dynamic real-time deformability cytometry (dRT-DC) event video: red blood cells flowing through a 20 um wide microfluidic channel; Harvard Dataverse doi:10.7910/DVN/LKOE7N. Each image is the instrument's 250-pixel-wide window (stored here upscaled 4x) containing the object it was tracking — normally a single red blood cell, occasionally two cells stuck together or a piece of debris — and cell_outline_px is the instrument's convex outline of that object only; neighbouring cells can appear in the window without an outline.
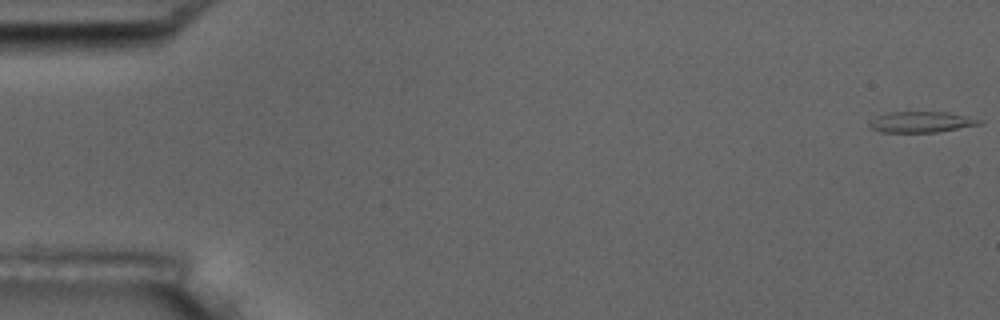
{"species": "common noctule bat (a hibernating species)", "species_latin": "Nyctalus noctula", "temperature_condition": "room temperature", "stored_images_in_passage": 6, "segment_of_instrument_passage": [2, 2], "camera_frame_rate_fps": 3000, "um_per_image_px": 0.085, "animal": {"sex": "male", "body_mass_g": 17.5, "forearm_length_mm": 52.3}, "frame": {"image": 1, "passage_image": 6, "time_ms": 6.667, "image_size_px": [1000, 320], "cell_outline_px": [[984, 124], [940, 132], [880, 132], [872, 128], [868, 124], [876, 116], [892, 112], [948, 112], [984, 120]], "centroid_in_image_um": [78.38, 10.37], "position_along_channel_um": 6.6, "area_um2": 13.47}}